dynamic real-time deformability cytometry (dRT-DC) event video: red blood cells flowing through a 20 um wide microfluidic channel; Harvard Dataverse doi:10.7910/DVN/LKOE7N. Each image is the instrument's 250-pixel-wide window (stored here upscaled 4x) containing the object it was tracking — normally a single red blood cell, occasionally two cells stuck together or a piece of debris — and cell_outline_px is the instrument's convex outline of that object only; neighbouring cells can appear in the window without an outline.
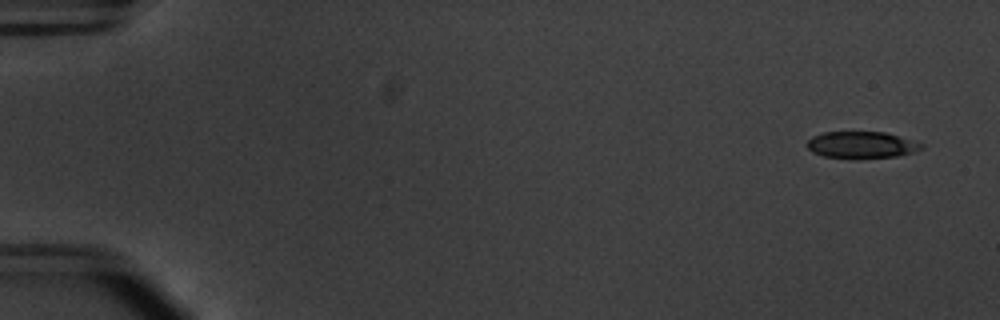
{"species": "common noctule bat (a hibernating species)", "species_latin": "Nyctalus noctula", "temperature_condition": "warm", "stored_images_in_passage": 54, "camera_frame_rate_fps": 3000, "um_per_image_px": 0.085, "animal": {"sex": "male", "body_mass_g": 20.1, "forearm_length_mm": 53.5}, "frame": {"image": 1, "passage_image": 3, "time_ms": 0.667, "image_size_px": [1000, 320], "cell_outline_px": [[924, 148], [912, 152], [896, 156], [856, 160], [824, 156], [812, 152], [804, 144], [812, 136], [824, 132], [884, 132], [924, 144]], "centroid_in_image_um": [73.18, 12.34], "position_along_channel_um": 11.8, "area_um2": 18.09}}
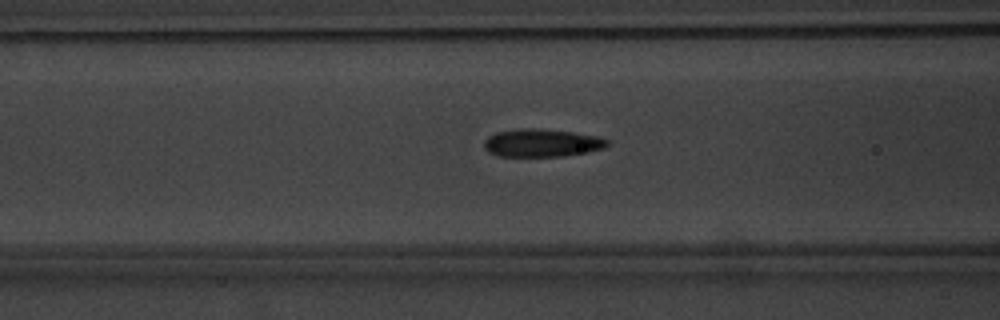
{"frame": {"image": 2, "passage_image": 23, "time_ms": 7.333, "image_size_px": [1000, 320], "cell_outline_px": [[608, 144], [604, 148], [588, 152], [564, 156], [500, 156], [488, 152], [484, 148], [484, 140], [488, 136], [496, 132], [516, 128], [528, 128], [572, 132], [596, 136], [608, 140]], "centroid_in_image_um": [46.01, 12.15], "position_along_channel_um": 120.6, "area_um2": 19.94}}
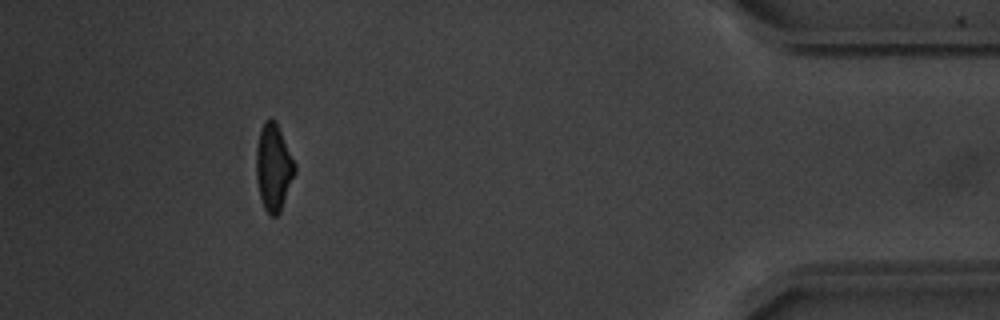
{"frame": {"image": 3, "passage_image": 50, "time_ms": 16.333, "image_size_px": [1000, 320], "cell_outline_px": [[296, 172], [280, 212], [276, 216], [272, 216], [264, 208], [260, 196], [256, 176], [256, 148], [260, 132], [264, 120], [272, 120], [276, 124], [296, 164]], "centroid_in_image_um": [23.25, 14.27], "position_along_channel_um": 411.9, "area_um2": 19.13}, "authors_computed_cell_mechanics": {"area_um2": 19.6231, "velocity_mm_per_s": 3.7994, "shape_relaxation_time_tau1_ms": 3.4442, "shape_relaxation_time_tau2_ms": 1.4767, "deformation_change_tau1": 0.156, "deformation_change_tau2": 0.0861}}